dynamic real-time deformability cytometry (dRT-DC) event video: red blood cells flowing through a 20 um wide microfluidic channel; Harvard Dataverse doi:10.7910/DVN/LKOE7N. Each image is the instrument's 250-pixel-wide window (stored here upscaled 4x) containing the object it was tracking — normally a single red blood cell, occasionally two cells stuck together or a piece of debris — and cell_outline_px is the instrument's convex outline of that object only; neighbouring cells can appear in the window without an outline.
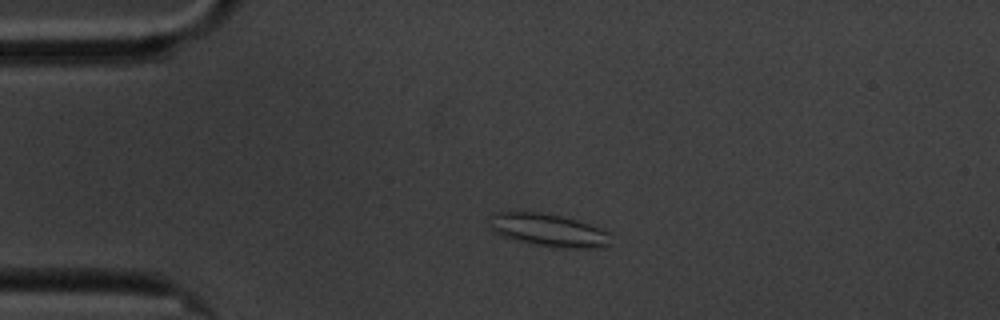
{"species": "common noctule bat (a hibernating species)", "species_latin": "Nyctalus noctula", "temperature_condition": "cold", "stored_images_in_passage": 40, "camera_frame_rate_fps": 3000, "um_per_image_px": 0.085, "animal": {"sex": "male", "body_mass_g": 20.1, "forearm_length_mm": 53.5}, "frame": {"image": 1, "passage_image": 1, "time_ms": 0.0, "image_size_px": [1000, 320], "cell_outline_px": [[608, 244], [600, 248], [552, 248], [500, 236], [492, 232], [488, 228], [492, 212], [520, 208], [560, 216], [576, 220], [588, 224], [608, 232]], "centroid_in_image_um": [46.45, 19.52], "position_along_channel_um": 38.5, "area_um2": 23.81}}
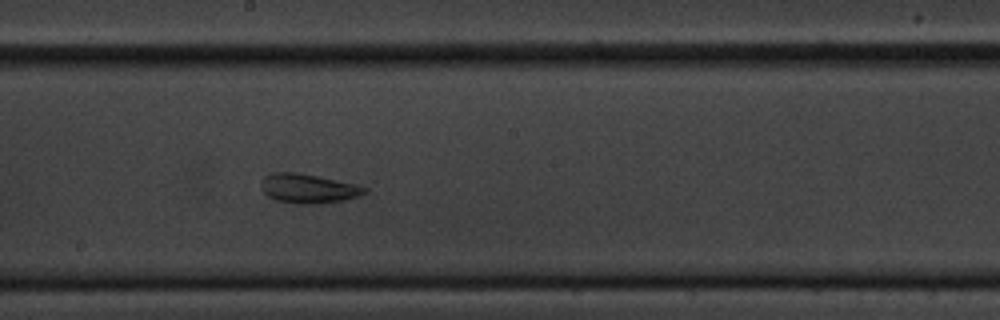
{"frame": {"image": 2, "passage_image": 20, "time_ms": 6.333, "image_size_px": [1000, 320], "cell_outline_px": [[368, 192], [360, 196], [344, 200], [320, 204], [296, 204], [276, 200], [268, 196], [260, 188], [260, 184], [264, 176], [272, 172], [296, 172], [356, 184], [368, 188]], "centroid_in_image_um": [26.2, 16.03], "position_along_channel_um": 222.0, "area_um2": 17.86}}
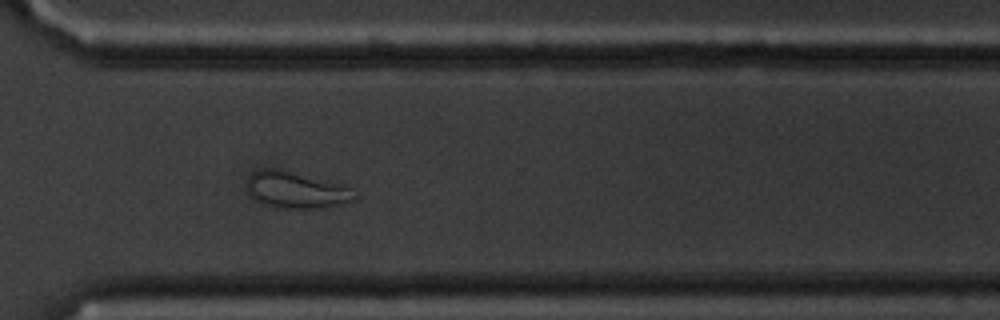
{"frame": {"image": 3, "passage_image": 31, "time_ms": 10.0, "image_size_px": [1000, 320], "cell_outline_px": [[360, 196], [356, 200], [340, 204], [320, 208], [276, 208], [260, 204], [248, 192], [248, 176], [252, 172], [260, 168], [276, 168], [340, 184], [352, 188]], "centroid_in_image_um": [25.18, 16.16], "position_along_channel_um": 345.4, "area_um2": 23.06}, "authors_computed_cell_mechanics": {"area_um2": 18.0047, "velocity_mm_per_s": 3.3712, "shape_relaxation_time_tau1_ms": null, "shape_relaxation_time_tau2_ms": 2.8187, "deformation_change_tau1": null, "deformation_change_tau2": 0.1038}}